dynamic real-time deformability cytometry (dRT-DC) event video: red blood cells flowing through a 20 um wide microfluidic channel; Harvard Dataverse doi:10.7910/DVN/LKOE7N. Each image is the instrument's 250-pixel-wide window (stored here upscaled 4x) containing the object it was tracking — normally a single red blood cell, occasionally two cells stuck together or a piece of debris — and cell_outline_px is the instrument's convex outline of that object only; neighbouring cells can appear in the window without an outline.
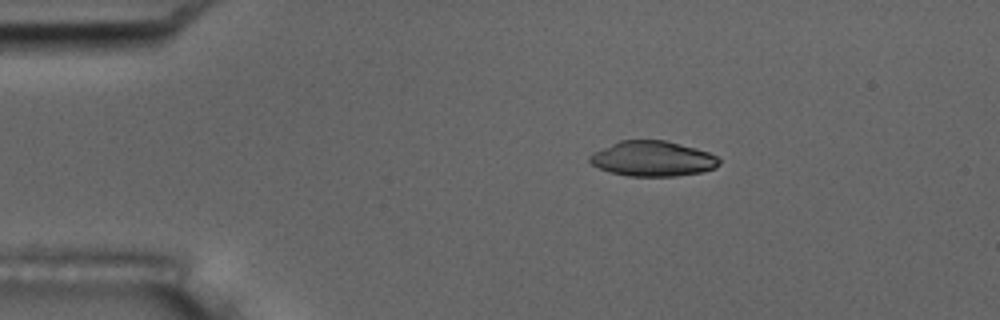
{"species": "common noctule bat (a hibernating species)", "species_latin": "Nyctalus noctula", "temperature_condition": "room temperature", "stored_images_in_passage": 8, "camera_frame_rate_fps": 3000, "um_per_image_px": 0.085, "animal": {"sex": "male", "body_mass_g": 17.5, "forearm_length_mm": 52.3}, "frame": {"image": 1, "passage_image": 1, "time_ms": 0.0, "image_size_px": [1000, 320], "cell_outline_px": [[720, 164], [716, 168], [700, 172], [676, 176], [628, 176], [608, 172], [592, 164], [588, 160], [588, 156], [592, 152], [620, 140], [664, 140], [696, 148], [708, 152], [716, 156], [720, 160]], "centroid_in_image_um": [55.45, 13.49], "position_along_channel_um": 29.5, "area_um2": 26.65}}